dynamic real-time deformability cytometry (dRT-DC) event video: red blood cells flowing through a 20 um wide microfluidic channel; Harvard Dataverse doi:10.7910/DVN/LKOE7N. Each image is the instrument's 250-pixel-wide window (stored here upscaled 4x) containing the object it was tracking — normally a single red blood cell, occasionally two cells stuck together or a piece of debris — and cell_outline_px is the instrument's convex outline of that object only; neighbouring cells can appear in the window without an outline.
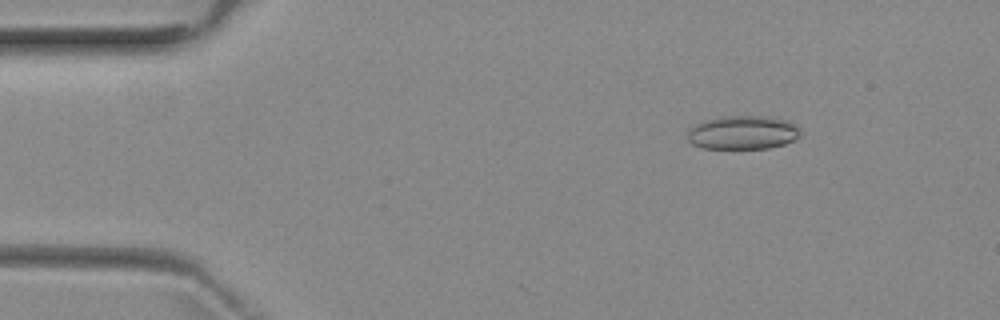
{"species": "common noctule bat (a hibernating species)", "species_latin": "Nyctalus noctula", "temperature_condition": "room temperature", "stored_images_in_passage": 2, "camera_frame_rate_fps": 3000, "um_per_image_px": 0.085, "animal": {"sex": "female", "body_mass_g": 29.2, "forearm_length_mm": 56.3}, "frame": {"image": 1, "passage_image": 1, "time_ms": 0.0, "image_size_px": [1000, 320], "cell_outline_px": [[800, 136], [796, 140], [784, 144], [768, 148], [704, 148], [692, 144], [688, 140], [688, 132], [696, 124], [704, 120], [720, 116], [768, 116], [792, 124], [800, 132]], "centroid_in_image_um": [63.11, 11.27], "position_along_channel_um": 21.9, "area_um2": 21.85}}